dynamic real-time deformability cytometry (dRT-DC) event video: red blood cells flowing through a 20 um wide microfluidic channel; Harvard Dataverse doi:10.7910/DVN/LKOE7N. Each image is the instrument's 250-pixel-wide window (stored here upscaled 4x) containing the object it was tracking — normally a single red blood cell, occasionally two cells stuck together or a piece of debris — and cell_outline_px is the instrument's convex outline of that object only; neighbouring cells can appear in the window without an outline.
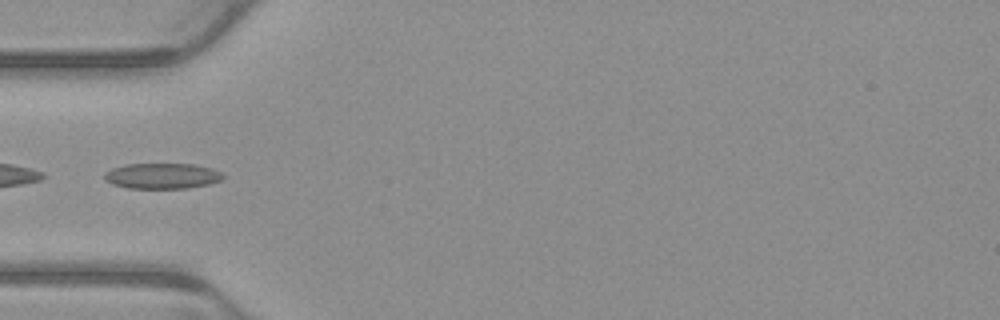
{"species": "common noctule bat (a hibernating species)", "species_latin": "Nyctalus noctula", "temperature_condition": "warm", "stored_images_in_passage": 5, "camera_frame_rate_fps": 3000, "um_per_image_px": 0.085, "animal": {"sex": "male", "body_mass_g": 23.1, "forearm_length_mm": 52.7}, "frame": {"image": 1, "passage_image": 4, "time_ms": 1.0, "image_size_px": [1000, 320], "cell_outline_px": [[224, 176], [220, 180], [208, 184], [188, 188], [128, 188], [112, 184], [104, 180], [104, 172], [112, 168], [128, 164], [196, 164], [212, 168], [220, 172]], "centroid_in_image_um": [13.76, 14.95], "position_along_channel_um": 71.2, "area_um2": 17.69}}
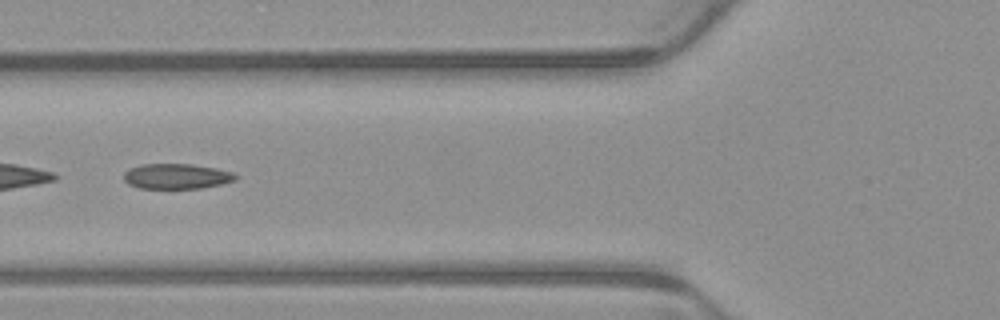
{"frame": {"image": 2, "passage_image": 5, "time_ms": 1.333, "image_size_px": [1000, 320], "cell_outline_px": [[236, 180], [220, 184], [200, 188], [140, 188], [128, 184], [124, 180], [124, 172], [128, 168], [140, 164], [192, 164], [216, 168], [232, 172], [236, 176]], "centroid_in_image_um": [14.97, 14.97], "position_along_channel_um": 110.8, "area_um2": 16.42}}